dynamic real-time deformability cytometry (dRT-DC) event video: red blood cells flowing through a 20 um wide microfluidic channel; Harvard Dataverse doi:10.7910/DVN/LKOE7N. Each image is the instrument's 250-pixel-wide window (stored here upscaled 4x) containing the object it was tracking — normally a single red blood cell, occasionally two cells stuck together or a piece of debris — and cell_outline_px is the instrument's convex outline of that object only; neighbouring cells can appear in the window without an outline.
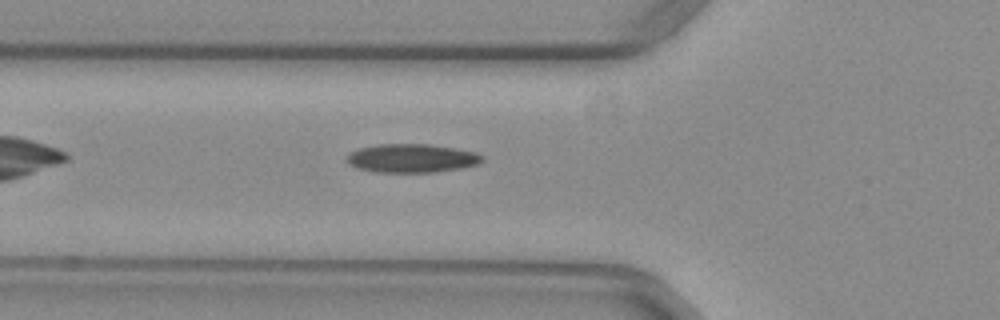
{"species": "common noctule bat (a hibernating species)", "species_latin": "Nyctalus noctula", "temperature_condition": "warm", "stored_images_in_passage": 39, "camera_frame_rate_fps": 3000, "um_per_image_px": 0.085, "animal": {"sex": "female", "body_mass_g": 29.2, "forearm_length_mm": 56.3}, "frame": {"image": 1, "passage_image": 6, "time_ms": 1.667, "image_size_px": [1000, 320], "cell_outline_px": [[484, 160], [476, 164], [460, 168], [436, 172], [376, 172], [356, 168], [348, 164], [348, 152], [356, 148], [376, 144], [428, 144], [456, 148], [476, 152], [484, 156]], "centroid_in_image_um": [34.97, 13.44], "position_along_channel_um": 90.8, "area_um2": 22.77}}
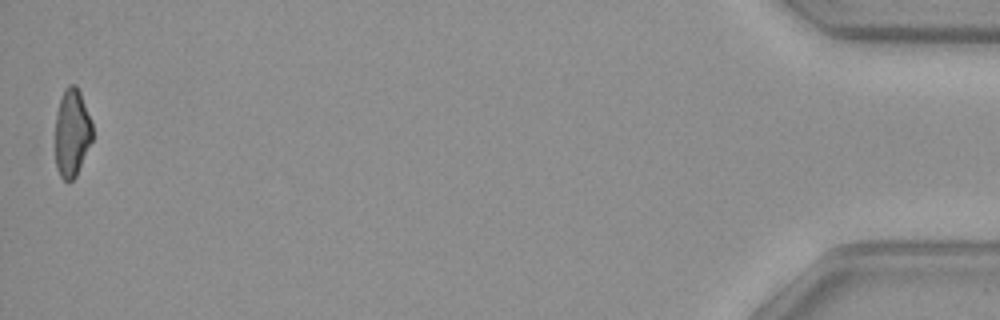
{"frame": {"image": 2, "passage_image": 39, "time_ms": 12.667, "image_size_px": [1000, 320], "cell_outline_px": [[92, 140], [76, 176], [72, 180], [64, 180], [60, 176], [56, 168], [56, 112], [64, 88], [68, 84], [76, 84], [80, 92], [92, 120]], "centroid_in_image_um": [6.12, 11.26], "position_along_channel_um": 429.1, "area_um2": 19.07}, "authors_computed_cell_mechanics": {"area_um2": 21.2704, "velocity_mm_per_s": 3.9739, "shape_relaxation_time_tau1_ms": null, "shape_relaxation_time_tau2_ms": 3.8683, "deformation_change_tau1": null, "deformation_change_tau2": 0.1074}}